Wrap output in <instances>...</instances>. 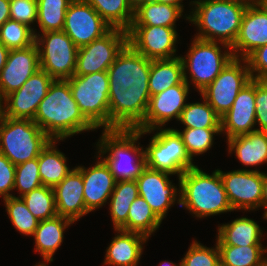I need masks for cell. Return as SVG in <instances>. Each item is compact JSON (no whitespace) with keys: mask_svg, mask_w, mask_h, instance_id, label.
<instances>
[{"mask_svg":"<svg viewBox=\"0 0 267 266\" xmlns=\"http://www.w3.org/2000/svg\"><path fill=\"white\" fill-rule=\"evenodd\" d=\"M151 60L129 44L107 69L109 77V129H135L146 115L150 92Z\"/></svg>","mask_w":267,"mask_h":266,"instance_id":"1","label":"cell"},{"mask_svg":"<svg viewBox=\"0 0 267 266\" xmlns=\"http://www.w3.org/2000/svg\"><path fill=\"white\" fill-rule=\"evenodd\" d=\"M33 121L54 140L96 129L80 112L68 80H54L50 84Z\"/></svg>","mask_w":267,"mask_h":266,"instance_id":"2","label":"cell"},{"mask_svg":"<svg viewBox=\"0 0 267 266\" xmlns=\"http://www.w3.org/2000/svg\"><path fill=\"white\" fill-rule=\"evenodd\" d=\"M191 4L194 8H191L190 15H186V20L193 22L199 30L195 38L221 42L231 47L239 33L246 7L251 3L194 0Z\"/></svg>","mask_w":267,"mask_h":266,"instance_id":"3","label":"cell"},{"mask_svg":"<svg viewBox=\"0 0 267 266\" xmlns=\"http://www.w3.org/2000/svg\"><path fill=\"white\" fill-rule=\"evenodd\" d=\"M180 206L195 214L197 218L233 211L219 173L211 175L198 166L185 171L178 178Z\"/></svg>","mask_w":267,"mask_h":266,"instance_id":"4","label":"cell"},{"mask_svg":"<svg viewBox=\"0 0 267 266\" xmlns=\"http://www.w3.org/2000/svg\"><path fill=\"white\" fill-rule=\"evenodd\" d=\"M141 136L142 131L137 129H103L96 144L97 153L108 165L116 182L136 180L147 167L145 150L139 142L136 144Z\"/></svg>","mask_w":267,"mask_h":266,"instance_id":"5","label":"cell"},{"mask_svg":"<svg viewBox=\"0 0 267 266\" xmlns=\"http://www.w3.org/2000/svg\"><path fill=\"white\" fill-rule=\"evenodd\" d=\"M51 138L31 119H12L0 112V153L15 166L38 158Z\"/></svg>","mask_w":267,"mask_h":266,"instance_id":"6","label":"cell"},{"mask_svg":"<svg viewBox=\"0 0 267 266\" xmlns=\"http://www.w3.org/2000/svg\"><path fill=\"white\" fill-rule=\"evenodd\" d=\"M222 45L224 47L219 46ZM224 48L226 51H221ZM187 55L181 56L183 62L184 81L193 83L199 94L204 90L234 58L229 45L221 42H213L193 39ZM189 71V76H187ZM191 79V82L189 81Z\"/></svg>","mask_w":267,"mask_h":266,"instance_id":"7","label":"cell"},{"mask_svg":"<svg viewBox=\"0 0 267 266\" xmlns=\"http://www.w3.org/2000/svg\"><path fill=\"white\" fill-rule=\"evenodd\" d=\"M70 90L80 112L96 128L109 129V77L107 71L73 75Z\"/></svg>","mask_w":267,"mask_h":266,"instance_id":"8","label":"cell"},{"mask_svg":"<svg viewBox=\"0 0 267 266\" xmlns=\"http://www.w3.org/2000/svg\"><path fill=\"white\" fill-rule=\"evenodd\" d=\"M154 130H157V133L153 135L148 147L144 149L148 168L176 174L179 178L185 171L197 166L194 165L181 136L174 128L142 131V135L152 133Z\"/></svg>","mask_w":267,"mask_h":266,"instance_id":"9","label":"cell"},{"mask_svg":"<svg viewBox=\"0 0 267 266\" xmlns=\"http://www.w3.org/2000/svg\"><path fill=\"white\" fill-rule=\"evenodd\" d=\"M39 49L40 69L54 80H68L76 70L78 47L63 31L36 34Z\"/></svg>","mask_w":267,"mask_h":266,"instance_id":"10","label":"cell"},{"mask_svg":"<svg viewBox=\"0 0 267 266\" xmlns=\"http://www.w3.org/2000/svg\"><path fill=\"white\" fill-rule=\"evenodd\" d=\"M251 79L246 59L233 58L220 74L200 92V96L222 117L230 110L240 90Z\"/></svg>","mask_w":267,"mask_h":266,"instance_id":"11","label":"cell"},{"mask_svg":"<svg viewBox=\"0 0 267 266\" xmlns=\"http://www.w3.org/2000/svg\"><path fill=\"white\" fill-rule=\"evenodd\" d=\"M127 44V31L111 28L102 37L78 48L74 75L84 76L107 71Z\"/></svg>","mask_w":267,"mask_h":266,"instance_id":"12","label":"cell"},{"mask_svg":"<svg viewBox=\"0 0 267 266\" xmlns=\"http://www.w3.org/2000/svg\"><path fill=\"white\" fill-rule=\"evenodd\" d=\"M54 79L39 69L18 89L0 102L1 113L12 119H34L39 103L47 94ZM4 101V102H3Z\"/></svg>","mask_w":267,"mask_h":266,"instance_id":"13","label":"cell"},{"mask_svg":"<svg viewBox=\"0 0 267 266\" xmlns=\"http://www.w3.org/2000/svg\"><path fill=\"white\" fill-rule=\"evenodd\" d=\"M228 201L235 210H256L262 201V173L259 169L219 170Z\"/></svg>","mask_w":267,"mask_h":266,"instance_id":"14","label":"cell"},{"mask_svg":"<svg viewBox=\"0 0 267 266\" xmlns=\"http://www.w3.org/2000/svg\"><path fill=\"white\" fill-rule=\"evenodd\" d=\"M110 29L98 12L84 0H73L69 4L63 31L78 48L102 37Z\"/></svg>","mask_w":267,"mask_h":266,"instance_id":"15","label":"cell"},{"mask_svg":"<svg viewBox=\"0 0 267 266\" xmlns=\"http://www.w3.org/2000/svg\"><path fill=\"white\" fill-rule=\"evenodd\" d=\"M128 44L150 60L172 59L176 54L178 33L175 28L164 26H131Z\"/></svg>","mask_w":267,"mask_h":266,"instance_id":"16","label":"cell"},{"mask_svg":"<svg viewBox=\"0 0 267 266\" xmlns=\"http://www.w3.org/2000/svg\"><path fill=\"white\" fill-rule=\"evenodd\" d=\"M190 85L184 80L163 92L150 96L148 109L144 120L135 128L140 131H149L163 128L167 122L175 118L179 121L182 110L188 99Z\"/></svg>","mask_w":267,"mask_h":266,"instance_id":"17","label":"cell"},{"mask_svg":"<svg viewBox=\"0 0 267 266\" xmlns=\"http://www.w3.org/2000/svg\"><path fill=\"white\" fill-rule=\"evenodd\" d=\"M169 175L172 176L170 173L146 167L136 179L139 196L146 200L161 220L176 201L180 204V188L177 189L169 180Z\"/></svg>","mask_w":267,"mask_h":266,"instance_id":"18","label":"cell"},{"mask_svg":"<svg viewBox=\"0 0 267 266\" xmlns=\"http://www.w3.org/2000/svg\"><path fill=\"white\" fill-rule=\"evenodd\" d=\"M40 69L37 44L10 50L7 62L0 72V102Z\"/></svg>","mask_w":267,"mask_h":266,"instance_id":"19","label":"cell"},{"mask_svg":"<svg viewBox=\"0 0 267 266\" xmlns=\"http://www.w3.org/2000/svg\"><path fill=\"white\" fill-rule=\"evenodd\" d=\"M255 125V79H251L240 90L230 110L221 117V133L228 139L257 130Z\"/></svg>","mask_w":267,"mask_h":266,"instance_id":"20","label":"cell"},{"mask_svg":"<svg viewBox=\"0 0 267 266\" xmlns=\"http://www.w3.org/2000/svg\"><path fill=\"white\" fill-rule=\"evenodd\" d=\"M267 44V13L254 1L247 5L239 33L231 46L234 58L245 59L256 48Z\"/></svg>","mask_w":267,"mask_h":266,"instance_id":"21","label":"cell"},{"mask_svg":"<svg viewBox=\"0 0 267 266\" xmlns=\"http://www.w3.org/2000/svg\"><path fill=\"white\" fill-rule=\"evenodd\" d=\"M98 158L92 167H76L82 173L84 202L89 213L106 205L116 184L108 165Z\"/></svg>","mask_w":267,"mask_h":266,"instance_id":"22","label":"cell"},{"mask_svg":"<svg viewBox=\"0 0 267 266\" xmlns=\"http://www.w3.org/2000/svg\"><path fill=\"white\" fill-rule=\"evenodd\" d=\"M53 190L57 215L75 222L89 213L84 202L82 173L76 167Z\"/></svg>","mask_w":267,"mask_h":266,"instance_id":"23","label":"cell"},{"mask_svg":"<svg viewBox=\"0 0 267 266\" xmlns=\"http://www.w3.org/2000/svg\"><path fill=\"white\" fill-rule=\"evenodd\" d=\"M115 231L117 235L107 247L103 265L137 266L148 238L135 232Z\"/></svg>","mask_w":267,"mask_h":266,"instance_id":"24","label":"cell"},{"mask_svg":"<svg viewBox=\"0 0 267 266\" xmlns=\"http://www.w3.org/2000/svg\"><path fill=\"white\" fill-rule=\"evenodd\" d=\"M72 223L74 221L71 219L59 215L39 221L32 235L35 239V251L39 252L44 260H42V263L39 262V265H47L48 262H53L54 253L63 243L64 231Z\"/></svg>","mask_w":267,"mask_h":266,"instance_id":"25","label":"cell"},{"mask_svg":"<svg viewBox=\"0 0 267 266\" xmlns=\"http://www.w3.org/2000/svg\"><path fill=\"white\" fill-rule=\"evenodd\" d=\"M229 154L235 152L236 157L247 166H258L267 163V132L254 130L244 135L227 139Z\"/></svg>","mask_w":267,"mask_h":266,"instance_id":"26","label":"cell"},{"mask_svg":"<svg viewBox=\"0 0 267 266\" xmlns=\"http://www.w3.org/2000/svg\"><path fill=\"white\" fill-rule=\"evenodd\" d=\"M263 231L257 222L247 217L236 218L231 223L218 226L217 245H263Z\"/></svg>","mask_w":267,"mask_h":266,"instance_id":"27","label":"cell"},{"mask_svg":"<svg viewBox=\"0 0 267 266\" xmlns=\"http://www.w3.org/2000/svg\"><path fill=\"white\" fill-rule=\"evenodd\" d=\"M183 15L178 6L142 0L135 4L131 26H164L176 28V20Z\"/></svg>","mask_w":267,"mask_h":266,"instance_id":"28","label":"cell"},{"mask_svg":"<svg viewBox=\"0 0 267 266\" xmlns=\"http://www.w3.org/2000/svg\"><path fill=\"white\" fill-rule=\"evenodd\" d=\"M56 141L51 139L38 156L39 175L44 186L54 188L72 169L67 166V157L56 149Z\"/></svg>","mask_w":267,"mask_h":266,"instance_id":"29","label":"cell"},{"mask_svg":"<svg viewBox=\"0 0 267 266\" xmlns=\"http://www.w3.org/2000/svg\"><path fill=\"white\" fill-rule=\"evenodd\" d=\"M184 80L181 56L172 59L151 60L148 79L150 96L180 84Z\"/></svg>","mask_w":267,"mask_h":266,"instance_id":"30","label":"cell"},{"mask_svg":"<svg viewBox=\"0 0 267 266\" xmlns=\"http://www.w3.org/2000/svg\"><path fill=\"white\" fill-rule=\"evenodd\" d=\"M111 27L128 31L134 18L135 4L131 0H84Z\"/></svg>","mask_w":267,"mask_h":266,"instance_id":"31","label":"cell"},{"mask_svg":"<svg viewBox=\"0 0 267 266\" xmlns=\"http://www.w3.org/2000/svg\"><path fill=\"white\" fill-rule=\"evenodd\" d=\"M162 220L155 214L150 205L138 196L130 205L127 222L120 230L135 232L149 237L159 229Z\"/></svg>","mask_w":267,"mask_h":266,"instance_id":"32","label":"cell"},{"mask_svg":"<svg viewBox=\"0 0 267 266\" xmlns=\"http://www.w3.org/2000/svg\"><path fill=\"white\" fill-rule=\"evenodd\" d=\"M138 196L136 180L116 182L109 198V210L114 229H120L127 222L130 205Z\"/></svg>","mask_w":267,"mask_h":266,"instance_id":"33","label":"cell"},{"mask_svg":"<svg viewBox=\"0 0 267 266\" xmlns=\"http://www.w3.org/2000/svg\"><path fill=\"white\" fill-rule=\"evenodd\" d=\"M220 252V264L223 266H260L267 258V247L262 245H217Z\"/></svg>","mask_w":267,"mask_h":266,"instance_id":"34","label":"cell"},{"mask_svg":"<svg viewBox=\"0 0 267 266\" xmlns=\"http://www.w3.org/2000/svg\"><path fill=\"white\" fill-rule=\"evenodd\" d=\"M72 1L73 0H37V24L41 33L63 30L65 14Z\"/></svg>","mask_w":267,"mask_h":266,"instance_id":"35","label":"cell"},{"mask_svg":"<svg viewBox=\"0 0 267 266\" xmlns=\"http://www.w3.org/2000/svg\"><path fill=\"white\" fill-rule=\"evenodd\" d=\"M179 121L185 128H221V117L204 98L201 103H187Z\"/></svg>","mask_w":267,"mask_h":266,"instance_id":"36","label":"cell"},{"mask_svg":"<svg viewBox=\"0 0 267 266\" xmlns=\"http://www.w3.org/2000/svg\"><path fill=\"white\" fill-rule=\"evenodd\" d=\"M29 211L43 221L57 216L54 190L48 186H40L21 196Z\"/></svg>","mask_w":267,"mask_h":266,"instance_id":"37","label":"cell"},{"mask_svg":"<svg viewBox=\"0 0 267 266\" xmlns=\"http://www.w3.org/2000/svg\"><path fill=\"white\" fill-rule=\"evenodd\" d=\"M37 33L34 28L9 19L0 26V42L9 50L26 48L35 44Z\"/></svg>","mask_w":267,"mask_h":266,"instance_id":"38","label":"cell"},{"mask_svg":"<svg viewBox=\"0 0 267 266\" xmlns=\"http://www.w3.org/2000/svg\"><path fill=\"white\" fill-rule=\"evenodd\" d=\"M3 201L10 221L16 230L25 236H32L39 220L29 211L22 198L12 196L3 199Z\"/></svg>","mask_w":267,"mask_h":266,"instance_id":"39","label":"cell"},{"mask_svg":"<svg viewBox=\"0 0 267 266\" xmlns=\"http://www.w3.org/2000/svg\"><path fill=\"white\" fill-rule=\"evenodd\" d=\"M175 130L181 136L187 153L192 160L195 155H200L210 150L214 142V135L221 134V128H184L183 131Z\"/></svg>","mask_w":267,"mask_h":266,"instance_id":"40","label":"cell"},{"mask_svg":"<svg viewBox=\"0 0 267 266\" xmlns=\"http://www.w3.org/2000/svg\"><path fill=\"white\" fill-rule=\"evenodd\" d=\"M42 185L39 175L38 158L16 165L14 190L17 189L20 193V196L18 197H21Z\"/></svg>","mask_w":267,"mask_h":266,"instance_id":"41","label":"cell"},{"mask_svg":"<svg viewBox=\"0 0 267 266\" xmlns=\"http://www.w3.org/2000/svg\"><path fill=\"white\" fill-rule=\"evenodd\" d=\"M219 264L220 252L217 243L210 249L196 240L189 246L180 262V266H219Z\"/></svg>","mask_w":267,"mask_h":266,"instance_id":"42","label":"cell"},{"mask_svg":"<svg viewBox=\"0 0 267 266\" xmlns=\"http://www.w3.org/2000/svg\"><path fill=\"white\" fill-rule=\"evenodd\" d=\"M37 0H10V19L29 27L37 22Z\"/></svg>","mask_w":267,"mask_h":266,"instance_id":"43","label":"cell"},{"mask_svg":"<svg viewBox=\"0 0 267 266\" xmlns=\"http://www.w3.org/2000/svg\"><path fill=\"white\" fill-rule=\"evenodd\" d=\"M255 119L257 130L267 132V80L255 79Z\"/></svg>","mask_w":267,"mask_h":266,"instance_id":"44","label":"cell"},{"mask_svg":"<svg viewBox=\"0 0 267 266\" xmlns=\"http://www.w3.org/2000/svg\"><path fill=\"white\" fill-rule=\"evenodd\" d=\"M245 59L252 79L267 80V44L256 48Z\"/></svg>","mask_w":267,"mask_h":266,"instance_id":"45","label":"cell"},{"mask_svg":"<svg viewBox=\"0 0 267 266\" xmlns=\"http://www.w3.org/2000/svg\"><path fill=\"white\" fill-rule=\"evenodd\" d=\"M16 166L0 153V197L3 199L14 196L10 191L14 190V177Z\"/></svg>","mask_w":267,"mask_h":266,"instance_id":"46","label":"cell"},{"mask_svg":"<svg viewBox=\"0 0 267 266\" xmlns=\"http://www.w3.org/2000/svg\"><path fill=\"white\" fill-rule=\"evenodd\" d=\"M10 19V0H0V26Z\"/></svg>","mask_w":267,"mask_h":266,"instance_id":"47","label":"cell"},{"mask_svg":"<svg viewBox=\"0 0 267 266\" xmlns=\"http://www.w3.org/2000/svg\"><path fill=\"white\" fill-rule=\"evenodd\" d=\"M262 173V181H263V188H262V201H261V206L262 209L264 208V214L263 218L267 220V173L261 172Z\"/></svg>","mask_w":267,"mask_h":266,"instance_id":"48","label":"cell"},{"mask_svg":"<svg viewBox=\"0 0 267 266\" xmlns=\"http://www.w3.org/2000/svg\"><path fill=\"white\" fill-rule=\"evenodd\" d=\"M10 50L0 42V72L5 66Z\"/></svg>","mask_w":267,"mask_h":266,"instance_id":"49","label":"cell"},{"mask_svg":"<svg viewBox=\"0 0 267 266\" xmlns=\"http://www.w3.org/2000/svg\"><path fill=\"white\" fill-rule=\"evenodd\" d=\"M157 3H164V4H169L172 6H178L183 12H184V6L182 4L183 0H151Z\"/></svg>","mask_w":267,"mask_h":266,"instance_id":"50","label":"cell"},{"mask_svg":"<svg viewBox=\"0 0 267 266\" xmlns=\"http://www.w3.org/2000/svg\"><path fill=\"white\" fill-rule=\"evenodd\" d=\"M255 2L267 13V0H255Z\"/></svg>","mask_w":267,"mask_h":266,"instance_id":"51","label":"cell"},{"mask_svg":"<svg viewBox=\"0 0 267 266\" xmlns=\"http://www.w3.org/2000/svg\"><path fill=\"white\" fill-rule=\"evenodd\" d=\"M159 266H180V262H179V265H177V264H175V263H173V262H166V261H164V262H162V264H161V262H160V265Z\"/></svg>","mask_w":267,"mask_h":266,"instance_id":"52","label":"cell"},{"mask_svg":"<svg viewBox=\"0 0 267 266\" xmlns=\"http://www.w3.org/2000/svg\"><path fill=\"white\" fill-rule=\"evenodd\" d=\"M223 1H233L238 3H253L255 0H223Z\"/></svg>","mask_w":267,"mask_h":266,"instance_id":"53","label":"cell"},{"mask_svg":"<svg viewBox=\"0 0 267 266\" xmlns=\"http://www.w3.org/2000/svg\"><path fill=\"white\" fill-rule=\"evenodd\" d=\"M260 266H267V259Z\"/></svg>","mask_w":267,"mask_h":266,"instance_id":"54","label":"cell"},{"mask_svg":"<svg viewBox=\"0 0 267 266\" xmlns=\"http://www.w3.org/2000/svg\"><path fill=\"white\" fill-rule=\"evenodd\" d=\"M134 4L138 3L139 1H142V0H131Z\"/></svg>","mask_w":267,"mask_h":266,"instance_id":"55","label":"cell"}]
</instances>
